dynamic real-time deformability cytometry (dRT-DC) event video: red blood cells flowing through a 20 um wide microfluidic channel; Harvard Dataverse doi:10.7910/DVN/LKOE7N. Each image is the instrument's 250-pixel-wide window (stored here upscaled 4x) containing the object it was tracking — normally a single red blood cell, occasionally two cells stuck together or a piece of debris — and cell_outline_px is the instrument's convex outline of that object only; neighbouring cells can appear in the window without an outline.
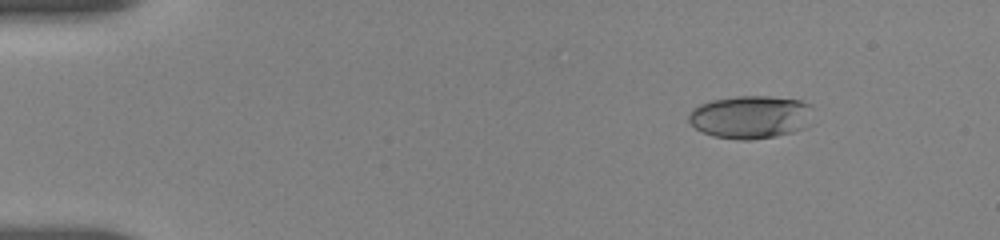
{"species": "human", "species_latin": "Homo sapiens", "temperature_condition": "room temperature", "stored_images_in_passage": 7, "camera_frame_rate_fps": 3000, "um_per_image_px": 0.085, "donor": {"sex": "female"}, "frame": {"image": 1, "passage_image": 4, "time_ms": 2.0, "image_size_px": [1000, 240], "cell_outline_px": [[812, 104], [804, 128], [792, 132], [776, 136], [748, 140], [740, 140], [712, 136], [696, 128], [688, 120], [688, 116], [692, 108], [700, 104], [712, 100], [736, 96], [768, 96], [800, 100]], "centroid_in_image_um": [63.75, 9.94], "position_along_channel_um": 21.2, "area_um2": 30.92}}